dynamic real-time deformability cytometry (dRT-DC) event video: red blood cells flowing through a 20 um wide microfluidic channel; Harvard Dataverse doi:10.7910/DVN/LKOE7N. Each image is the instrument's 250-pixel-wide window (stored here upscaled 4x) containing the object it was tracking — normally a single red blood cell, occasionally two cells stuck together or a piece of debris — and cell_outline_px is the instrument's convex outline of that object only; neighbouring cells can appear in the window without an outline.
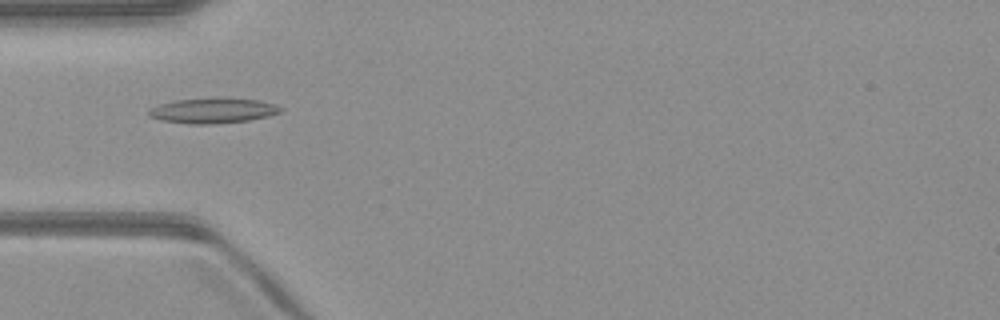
{"species": "common noctule bat (a hibernating species)", "species_latin": "Nyctalus noctula", "temperature_condition": "warm", "stored_images_in_passage": 12, "camera_frame_rate_fps": 3000, "um_per_image_px": 0.085, "animal": {"sex": "male", "body_mass_g": 23.1, "forearm_length_mm": 52.7}, "frame": {"image": 1, "passage_image": 1, "time_ms": 0.0, "image_size_px": [1000, 320], "cell_outline_px": [[284, 108], [280, 112], [268, 116], [248, 120], [212, 124], [188, 124], [160, 120], [148, 116], [148, 112], [152, 108], [160, 104], [176, 100], [260, 100], [276, 104]], "centroid_in_image_um": [18.1, 9.44], "position_along_channel_um": 66.9, "area_um2": 18.55}}
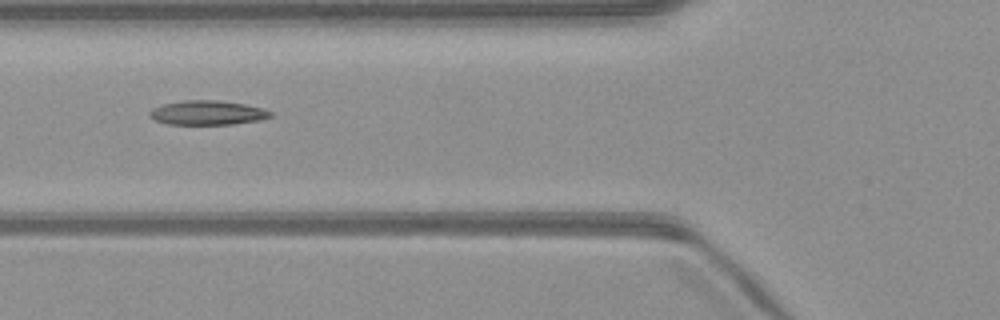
{"frame": {"image": 2, "passage_image": 4, "time_ms": 1.0, "image_size_px": [1000, 320], "cell_outline_px": [[272, 116], [260, 120], [232, 124], [168, 124], [156, 120], [148, 116], [148, 112], [152, 108], [164, 104], [184, 100], [216, 100], [244, 104], [264, 108], [272, 112]], "centroid_in_image_um": [17.63, 9.58], "position_along_channel_um": 108.2, "area_um2": 17.11}}
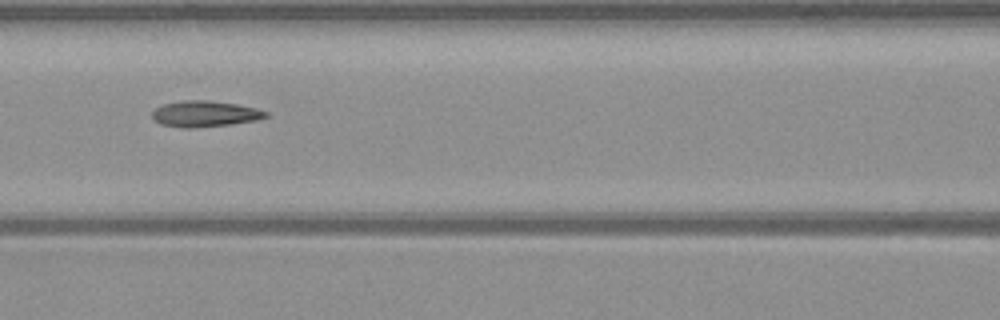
{"frame": {"image": 3, "passage_image": 7, "time_ms": 2.0, "image_size_px": [1000, 320], "cell_outline_px": [[268, 116], [256, 120], [232, 124], [196, 128], [184, 128], [160, 124], [152, 120], [152, 112], [156, 108], [164, 104], [184, 100], [208, 100], [236, 104], [256, 108], [268, 112]], "centroid_in_image_um": [17.39, 9.68], "position_along_channel_um": 149.2, "area_um2": 17.28}}